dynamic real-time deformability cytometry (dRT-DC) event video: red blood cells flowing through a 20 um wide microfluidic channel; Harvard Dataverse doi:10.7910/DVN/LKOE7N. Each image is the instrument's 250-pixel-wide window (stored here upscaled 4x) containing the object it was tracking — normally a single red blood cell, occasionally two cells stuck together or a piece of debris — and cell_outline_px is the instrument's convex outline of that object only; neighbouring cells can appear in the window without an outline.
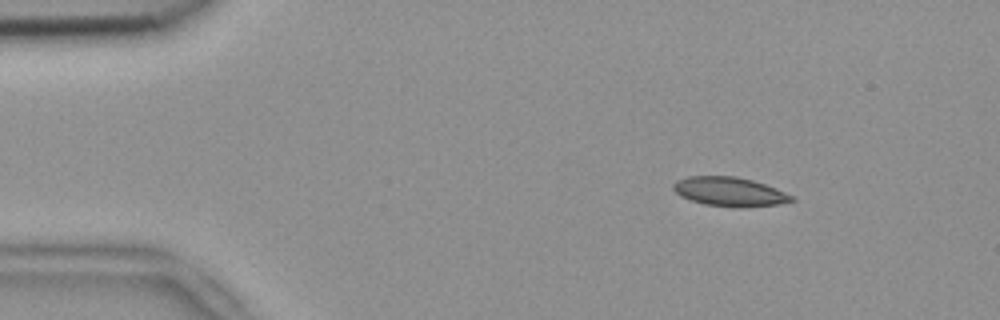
{"species": "common noctule bat (a hibernating species)", "species_latin": "Nyctalus noctula", "temperature_condition": "room temperature", "stored_images_in_passage": 5, "camera_frame_rate_fps": 3000, "um_per_image_px": 0.085, "animal": {"sex": "female", "body_mass_g": 18.4}, "frame": {"image": 1, "passage_image": 1, "time_ms": 0.0, "image_size_px": [1000, 320], "cell_outline_px": [[796, 200], [780, 204], [744, 208], [740, 208], [704, 204], [688, 200], [680, 196], [672, 188], [672, 184], [676, 180], [688, 176], [736, 176], [752, 180], [776, 188], [796, 196]], "centroid_in_image_um": [62.03, 16.3], "position_along_channel_um": 23.0, "area_um2": 20.46}}
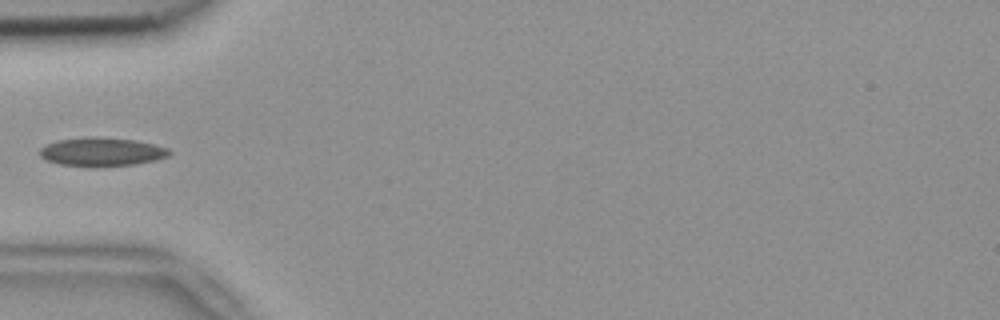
{"frame": {"image": 2, "passage_image": 4, "time_ms": 1.0, "image_size_px": [1000, 320], "cell_outline_px": [[172, 152], [168, 156], [156, 160], [136, 164], [96, 168], [60, 164], [48, 160], [40, 156], [40, 148], [56, 140], [92, 136], [132, 140], [152, 144], [168, 148]], "centroid_in_image_um": [8.65, 12.92], "position_along_channel_um": 76.4, "area_um2": 21.73}}